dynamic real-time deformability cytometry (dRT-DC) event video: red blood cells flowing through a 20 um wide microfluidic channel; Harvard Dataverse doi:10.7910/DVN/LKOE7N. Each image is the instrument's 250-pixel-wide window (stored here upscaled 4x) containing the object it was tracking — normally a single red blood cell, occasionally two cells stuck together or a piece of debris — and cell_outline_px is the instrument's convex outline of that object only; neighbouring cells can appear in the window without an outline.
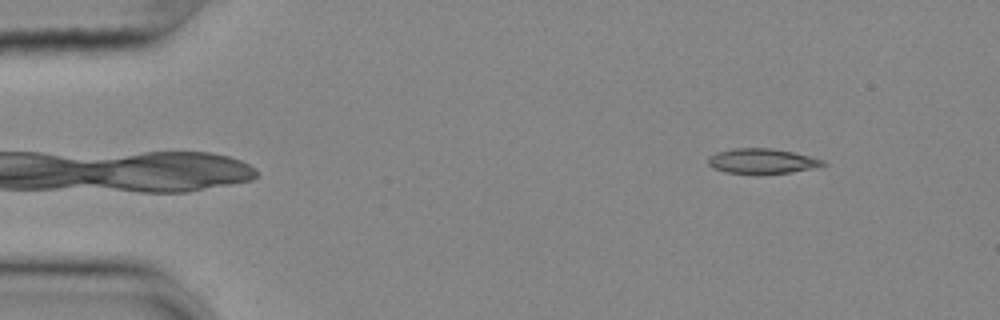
{"species": "common noctule bat (a hibernating species)", "species_latin": "Nyctalus noctula", "temperature_condition": "cold", "stored_images_in_passage": 50, "camera_frame_rate_fps": 3000, "um_per_image_px": 0.085, "animal": {"sex": "female", "body_mass_g": 25.1}, "frame": {"image": 1, "passage_image": 1, "time_ms": 0.0, "image_size_px": [1000, 320], "cell_outline_px": [[828, 164], [816, 168], [792, 172], [760, 176], [756, 176], [724, 172], [712, 168], [708, 164], [708, 156], [716, 152], [732, 148], [768, 148], [792, 152], [824, 160]], "centroid_in_image_um": [64.74, 13.73], "position_along_channel_um": 20.3, "area_um2": 17.46}}
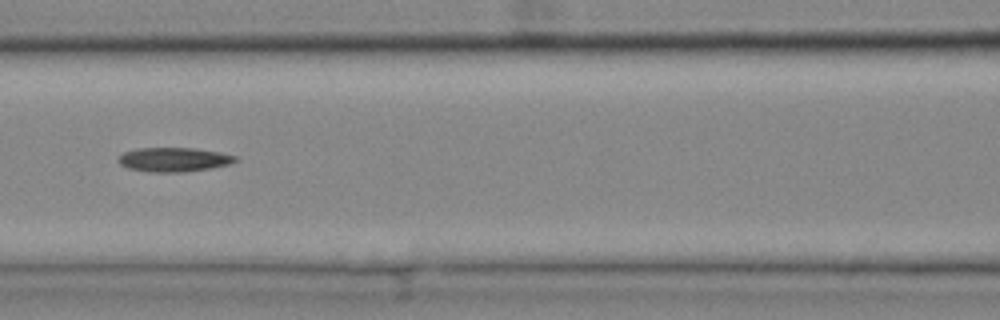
{"frame": {"image": 2, "passage_image": 19, "time_ms": 6.0, "image_size_px": [1000, 320], "cell_outline_px": [[240, 160], [228, 164], [212, 168], [184, 172], [148, 172], [128, 168], [120, 164], [116, 160], [124, 152], [136, 148], [196, 148], [220, 152], [236, 156]], "centroid_in_image_um": [14.78, 13.56], "position_along_channel_um": 151.8, "area_um2": 16.65}}
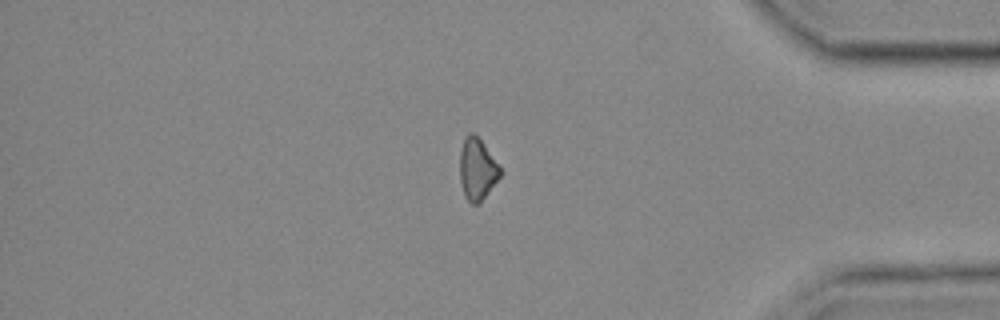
{"frame": {"image": 3, "passage_image": 41, "time_ms": 13.333, "image_size_px": [1000, 320], "cell_outline_px": [[504, 172], [480, 204], [472, 204], [464, 196], [460, 180], [460, 152], [464, 140], [468, 132], [472, 132], [484, 144]], "centroid_in_image_um": [40.58, 14.41], "position_along_channel_um": 394.6, "area_um2": 14.62}, "authors_computed_cell_mechanics": {"area_um2": 15.9528, "velocity_mm_per_s": 3.6594, "shape_relaxation_time_tau1_ms": 10.7258, "shape_relaxation_time_tau2_ms": null, "deformation_change_tau1": 0.1542, "deformation_change_tau2": null}}